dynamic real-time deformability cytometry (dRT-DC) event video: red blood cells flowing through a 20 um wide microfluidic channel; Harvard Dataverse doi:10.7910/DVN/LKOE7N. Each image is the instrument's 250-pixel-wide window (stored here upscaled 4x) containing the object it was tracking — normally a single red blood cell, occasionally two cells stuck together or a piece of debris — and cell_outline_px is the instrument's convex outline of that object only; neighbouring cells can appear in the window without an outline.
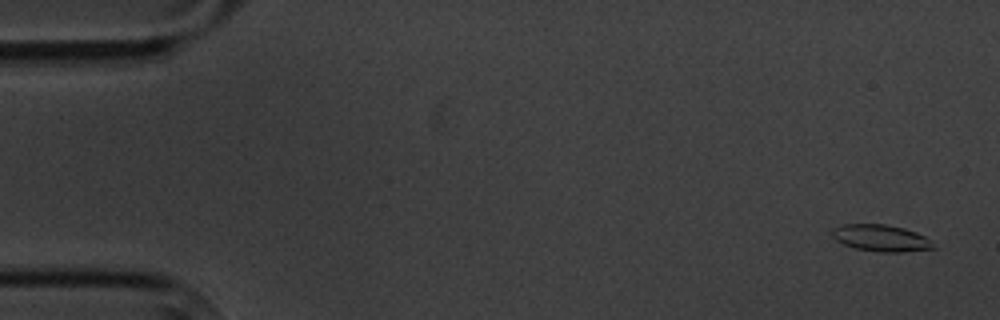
{"species": "common noctule bat (a hibernating species)", "species_latin": "Nyctalus noctula", "temperature_condition": "cold", "stored_images_in_passage": 4, "camera_frame_rate_fps": 3000, "um_per_image_px": 0.085, "animal": {"sex": "male", "body_mass_g": 20.1, "forearm_length_mm": 53.5}, "frame": {"image": 1, "passage_image": 1, "time_ms": 0.0, "image_size_px": [1000, 320], "cell_outline_px": [[936, 248], [904, 252], [876, 252], [856, 248], [844, 244], [836, 240], [832, 236], [832, 228], [840, 224], [884, 224], [904, 228], [916, 232], [932, 240]], "centroid_in_image_um": [74.89, 20.23], "position_along_channel_um": 10.1, "area_um2": 15.9}}
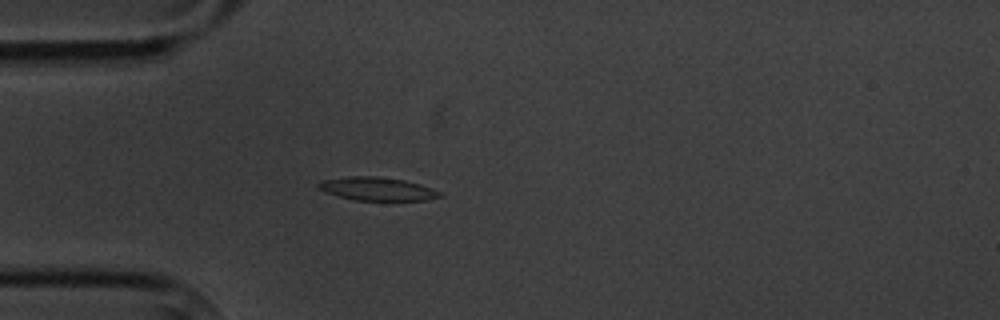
{"frame": {"image": 2, "passage_image": 4, "time_ms": 4.667, "image_size_px": [1000, 320], "cell_outline_px": [[444, 196], [428, 200], [356, 200], [340, 196], [316, 188], [316, 184], [320, 180], [348, 176], [376, 176], [404, 180], [420, 184], [432, 188], [440, 192]], "centroid_in_image_um": [32.06, 16.04], "position_along_channel_um": 52.9, "area_um2": 16.47}}